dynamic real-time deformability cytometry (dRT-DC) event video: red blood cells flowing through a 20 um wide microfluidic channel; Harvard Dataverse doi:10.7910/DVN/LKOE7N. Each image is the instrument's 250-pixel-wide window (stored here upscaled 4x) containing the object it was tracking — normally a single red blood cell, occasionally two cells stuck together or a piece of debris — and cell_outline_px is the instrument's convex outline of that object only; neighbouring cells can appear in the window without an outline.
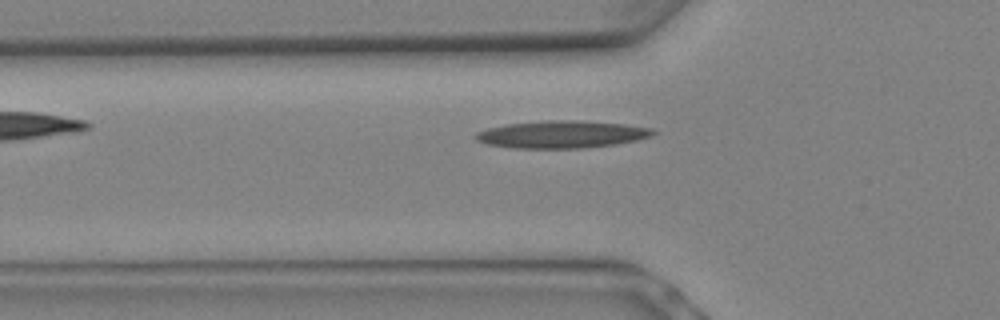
{"species": "Egyptian fruit bat (a non-hibernating species)", "species_latin": "Rousettus aegyptiacus", "temperature_condition": "warm", "stored_images_in_passage": 5, "camera_frame_rate_fps": 3000, "um_per_image_px": 0.085, "animal": {"sex": "female"}, "frame": {"image": 1, "passage_image": 5, "time_ms": 1.333, "image_size_px": [1000, 320], "cell_outline_px": [[656, 132], [652, 136], [636, 140], [616, 144], [580, 148], [512, 148], [488, 144], [476, 140], [476, 132], [488, 128], [508, 124], [548, 120], [580, 120], [624, 124], [652, 128]], "centroid_in_image_um": [47.76, 11.42], "position_along_channel_um": 78.0, "area_um2": 28.15}}